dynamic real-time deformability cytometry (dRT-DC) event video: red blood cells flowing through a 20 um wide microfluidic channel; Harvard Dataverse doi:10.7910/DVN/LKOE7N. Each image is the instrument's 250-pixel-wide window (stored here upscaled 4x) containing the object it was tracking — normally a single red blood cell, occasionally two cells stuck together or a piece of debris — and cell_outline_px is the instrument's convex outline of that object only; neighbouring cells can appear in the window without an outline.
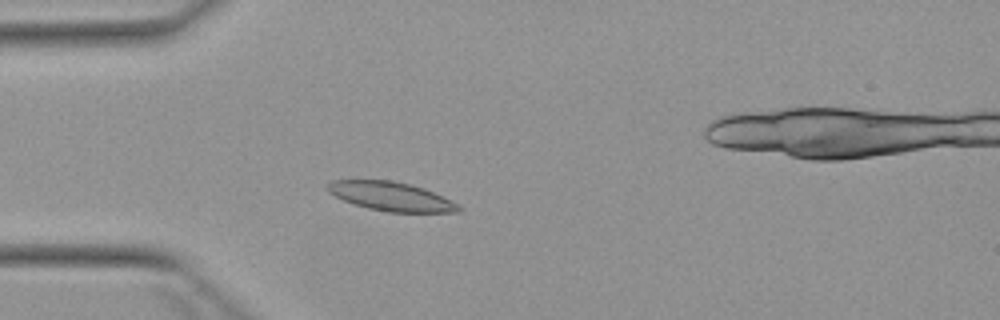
{"species": "Egyptian fruit bat (a non-hibernating species)", "species_latin": "Rousettus aegyptiacus", "temperature_condition": "warm", "stored_images_in_passage": 3, "camera_frame_rate_fps": 3000, "um_per_image_px": 0.085, "animal": {"sex": "female"}, "frame": {"image": 1, "passage_image": 3, "time_ms": 3.0, "image_size_px": [1000, 320], "cell_outline_px": [[464, 208], [460, 212], [388, 212], [368, 208], [344, 200], [328, 192], [324, 188], [332, 180], [392, 180], [424, 188]], "centroid_in_image_um": [33.21, 16.69], "position_along_channel_um": 51.8, "area_um2": 21.79}}